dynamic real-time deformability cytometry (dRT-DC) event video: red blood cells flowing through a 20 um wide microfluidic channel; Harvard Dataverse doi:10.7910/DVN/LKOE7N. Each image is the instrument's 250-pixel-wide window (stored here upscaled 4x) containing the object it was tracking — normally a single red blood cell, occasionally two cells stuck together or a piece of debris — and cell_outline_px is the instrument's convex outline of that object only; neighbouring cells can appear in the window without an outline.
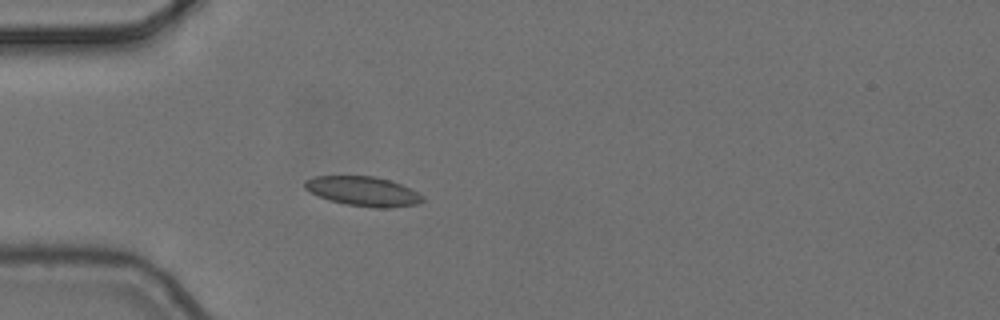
{"species": "common noctule bat (a hibernating species)", "species_latin": "Nyctalus noctula", "temperature_condition": "cold", "stored_images_in_passage": 1, "camera_frame_rate_fps": 3000, "um_per_image_px": 0.085, "animal": {"sex": "female", "body_mass_g": 24.6, "forearm_length_mm": 56.2}, "frame": {"image": 1, "passage_image": 1, "time_ms": 0.0, "image_size_px": [1000, 320], "cell_outline_px": [[424, 200], [416, 204], [392, 208], [376, 208], [344, 204], [328, 200], [304, 188], [304, 180], [316, 176], [376, 176], [400, 184], [424, 196]], "centroid_in_image_um": [30.85, 16.26], "position_along_channel_um": 54.1, "area_um2": 20.17}}